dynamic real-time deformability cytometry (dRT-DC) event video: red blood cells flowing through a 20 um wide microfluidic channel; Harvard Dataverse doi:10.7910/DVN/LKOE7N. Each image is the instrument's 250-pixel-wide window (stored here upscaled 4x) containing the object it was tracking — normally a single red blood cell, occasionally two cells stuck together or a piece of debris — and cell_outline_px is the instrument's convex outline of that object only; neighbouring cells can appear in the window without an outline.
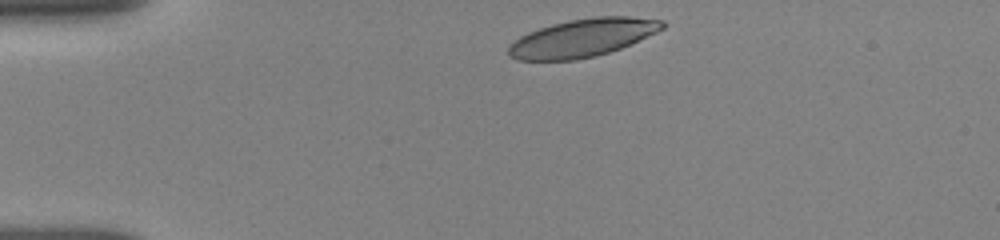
{"species": "human", "species_latin": "Homo sapiens", "temperature_condition": "room temperature", "stored_images_in_passage": 30, "camera_frame_rate_fps": 3000, "um_per_image_px": 0.085, "donor": {"sex": "female"}, "frame": {"image": 1, "passage_image": 1, "time_ms": 0.0, "image_size_px": [1000, 240], "cell_outline_px": [[668, 24], [664, 28], [656, 32], [620, 48], [596, 56], [576, 60], [516, 60], [508, 56], [508, 44], [520, 36], [528, 32], [552, 24], [568, 20], [596, 16], [628, 16], [664, 20]], "centroid_in_image_um": [49.5, 3.21], "position_along_channel_um": 35.5, "area_um2": 34.16}}
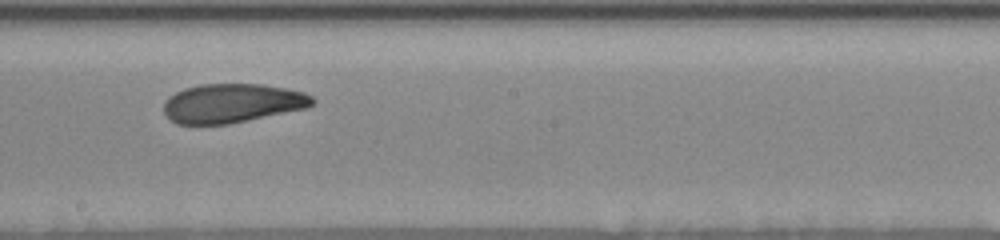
{"frame": {"image": 2, "passage_image": 14, "time_ms": 6.333, "image_size_px": [1000, 240], "cell_outline_px": [[316, 100], [308, 108], [228, 124], [176, 124], [168, 120], [164, 112], [164, 104], [168, 96], [184, 88], [200, 84], [264, 84], [288, 88], [304, 92], [312, 96]], "centroid_in_image_um": [19.74, 8.77], "position_along_channel_um": 228.5, "area_um2": 34.16}}
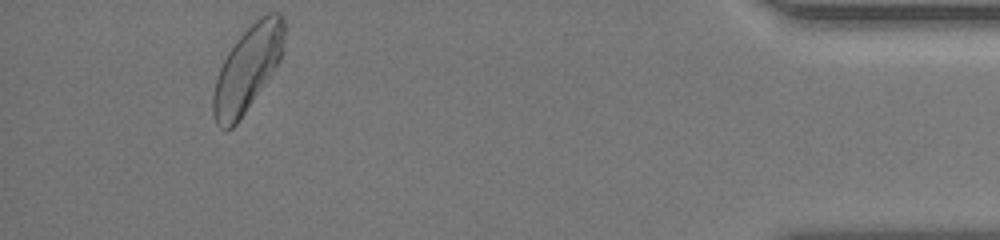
{"frame": {"image": 3, "passage_image": 27, "time_ms": 12.667, "image_size_px": [1000, 240], "cell_outline_px": [[284, 44], [280, 60], [272, 72], [236, 124], [232, 128], [224, 132], [216, 124], [212, 112], [212, 96], [216, 76], [228, 52], [236, 40], [260, 16], [268, 12], [280, 12], [284, 20]], "centroid_in_image_um": [21.01, 5.84], "position_along_channel_um": 414.2, "area_um2": 34.91}, "authors_computed_cell_mechanics": {"area_um2": 34.7378, "velocity_mm_per_s": 3.8052, "shape_relaxation_time_tau1_ms": 6.859, "shape_relaxation_time_tau2_ms": 1.982, "deformation_change_tau1": 0.1737, "deformation_change_tau2": 0.0824}}